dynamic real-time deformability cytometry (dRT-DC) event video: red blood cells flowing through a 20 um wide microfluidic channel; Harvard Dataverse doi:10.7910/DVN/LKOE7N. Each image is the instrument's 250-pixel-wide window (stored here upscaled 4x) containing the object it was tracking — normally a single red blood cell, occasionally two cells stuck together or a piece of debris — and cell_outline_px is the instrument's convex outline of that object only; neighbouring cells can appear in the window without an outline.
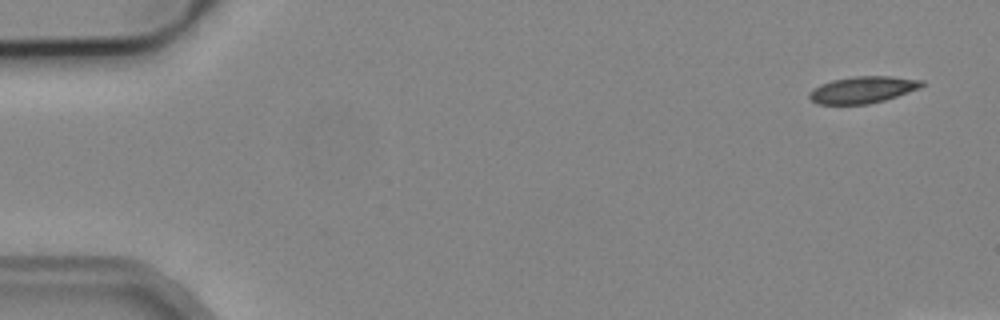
{"species": "common noctule bat (a hibernating species)", "species_latin": "Nyctalus noctula", "temperature_condition": "cold", "stored_images_in_passage": 5, "camera_frame_rate_fps": 3000, "um_per_image_px": 0.085, "animal": {"sex": "male", "body_mass_g": 19.2, "forearm_length_mm": 51.8}, "frame": {"image": 1, "passage_image": 1, "time_ms": 0.0, "image_size_px": [1000, 320], "cell_outline_px": [[924, 84], [920, 88], [884, 100], [868, 104], [816, 104], [808, 96], [808, 92], [812, 88], [820, 84], [832, 80], [852, 76], [892, 76], [924, 80]], "centroid_in_image_um": [73.3, 7.62], "position_along_channel_um": 11.7, "area_um2": 17.63}}
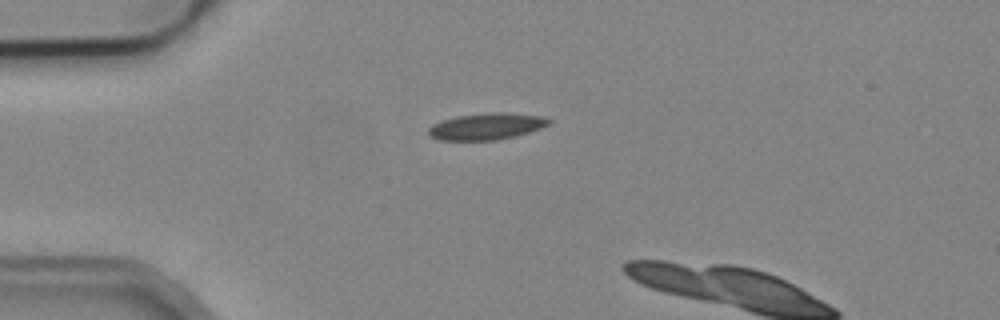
{"frame": {"image": 2, "passage_image": 4, "time_ms": 3.667, "image_size_px": [1000, 320], "cell_outline_px": [[552, 124], [528, 132], [496, 140], [440, 140], [428, 136], [428, 128], [432, 124], [456, 116], [488, 112], [504, 112], [540, 116], [552, 120]], "centroid_in_image_um": [41.33, 10.73], "position_along_channel_um": 43.7, "area_um2": 18.61}}